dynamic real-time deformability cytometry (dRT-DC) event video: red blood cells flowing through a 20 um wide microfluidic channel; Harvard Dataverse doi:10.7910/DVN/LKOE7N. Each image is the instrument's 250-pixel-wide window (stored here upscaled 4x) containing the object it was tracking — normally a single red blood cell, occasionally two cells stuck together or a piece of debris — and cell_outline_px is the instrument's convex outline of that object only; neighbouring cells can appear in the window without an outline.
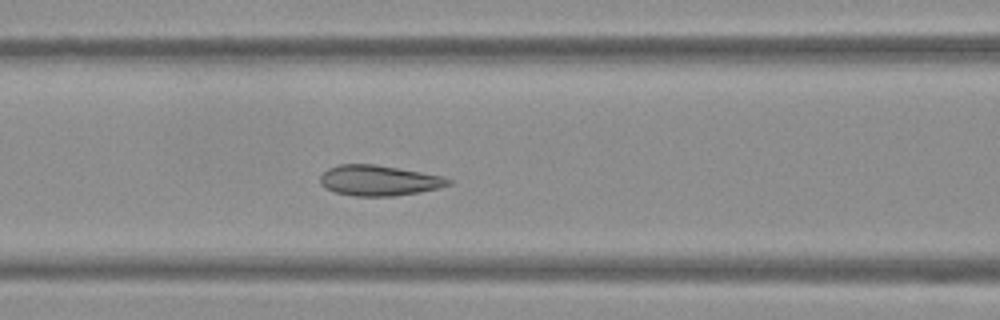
{"species": "Egyptian fruit bat (a non-hibernating species)", "species_latin": "Rousettus aegyptiacus", "temperature_condition": "warm", "stored_images_in_passage": 42, "camera_frame_rate_fps": 3000, "um_per_image_px": 0.085, "frame": {"image": 1, "passage_image": 14, "time_ms": 4.333, "image_size_px": [1000, 320], "cell_outline_px": [[452, 184], [420, 192], [396, 196], [352, 196], [336, 192], [324, 188], [320, 184], [320, 176], [328, 168], [340, 164], [376, 164], [444, 176], [452, 180]], "centroid_in_image_um": [32.2, 15.34], "position_along_channel_um": 134.4, "area_um2": 22.89}}
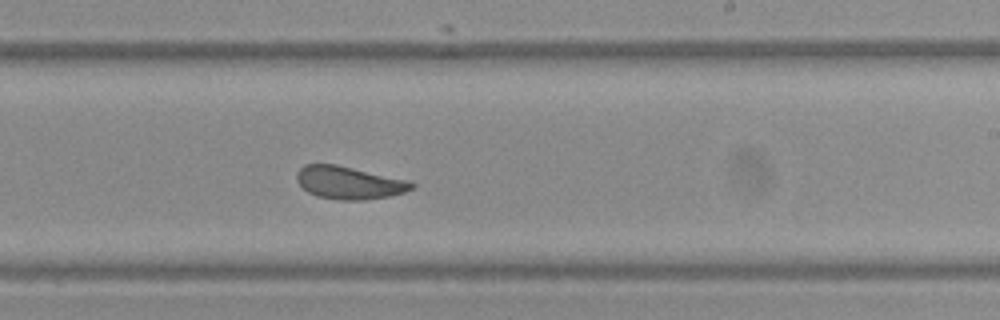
{"frame": {"image": 2, "passage_image": 24, "time_ms": 7.667, "image_size_px": [1000, 320], "cell_outline_px": [[416, 184], [412, 188], [404, 192], [388, 196], [360, 200], [340, 200], [316, 196], [308, 192], [296, 180], [296, 172], [304, 164], [336, 164], [412, 180]], "centroid_in_image_um": [29.68, 15.51], "position_along_channel_um": 259.3, "area_um2": 22.08}}
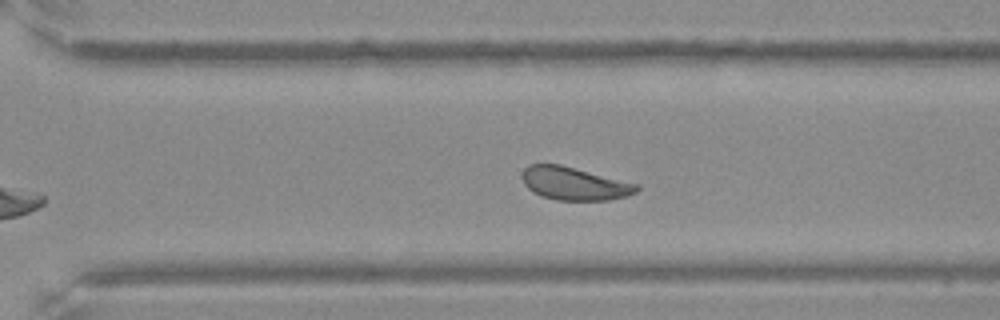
{"frame": {"image": 3, "passage_image": 29, "time_ms": 9.333, "image_size_px": [1000, 320], "cell_outline_px": [[640, 188], [636, 192], [624, 196], [608, 200], [556, 200], [532, 192], [524, 184], [520, 176], [524, 168], [528, 164], [560, 164], [640, 184]], "centroid_in_image_um": [48.8, 15.59], "position_along_channel_um": 321.8, "area_um2": 22.14}, "authors_computed_cell_mechanics": {"area_um2": 22.1952, "velocity_mm_per_s": 3.7578, "shape_relaxation_time_tau1_ms": 8.6196, "shape_relaxation_time_tau2_ms": 0.7438, "deformation_change_tau1": 0.1408, "deformation_change_tau2": 0.0536}}